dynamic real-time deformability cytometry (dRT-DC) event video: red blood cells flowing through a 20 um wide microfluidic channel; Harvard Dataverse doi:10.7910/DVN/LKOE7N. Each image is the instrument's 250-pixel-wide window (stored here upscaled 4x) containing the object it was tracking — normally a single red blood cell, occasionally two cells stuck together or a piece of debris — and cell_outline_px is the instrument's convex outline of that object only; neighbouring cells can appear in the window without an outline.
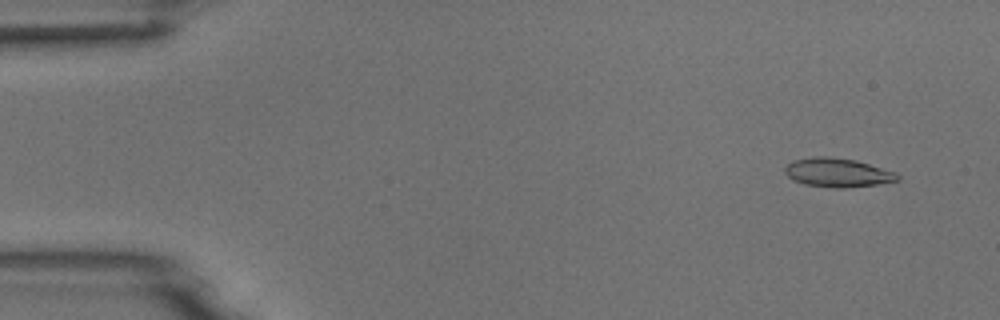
{"species": "common noctule bat (a hibernating species)", "species_latin": "Nyctalus noctula", "temperature_condition": "room temperature", "stored_images_in_passage": 5, "camera_frame_rate_fps": 3000, "um_per_image_px": 0.085, "animal": {"sex": "male", "body_mass_g": 18.8}, "frame": {"image": 1, "passage_image": 1, "time_ms": 0.0, "image_size_px": [1000, 320], "cell_outline_px": [[900, 180], [876, 184], [844, 188], [832, 188], [804, 184], [792, 180], [784, 172], [784, 168], [788, 164], [796, 160], [812, 156], [828, 156], [856, 160], [896, 172], [900, 176]], "centroid_in_image_um": [71.19, 14.67], "position_along_channel_um": 13.8, "area_um2": 19.02}}
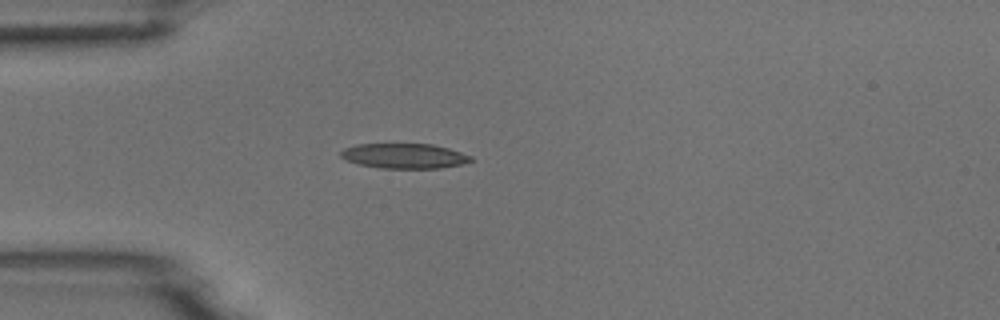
{"frame": {"image": 2, "passage_image": 4, "time_ms": 1.0, "image_size_px": [1000, 320], "cell_outline_px": [[476, 160], [460, 164], [440, 168], [380, 168], [360, 164], [348, 160], [340, 156], [340, 152], [344, 148], [356, 144], [432, 144], [448, 148], [472, 156]], "centroid_in_image_um": [34.38, 13.25], "position_along_channel_um": 50.6, "area_um2": 18.84}}